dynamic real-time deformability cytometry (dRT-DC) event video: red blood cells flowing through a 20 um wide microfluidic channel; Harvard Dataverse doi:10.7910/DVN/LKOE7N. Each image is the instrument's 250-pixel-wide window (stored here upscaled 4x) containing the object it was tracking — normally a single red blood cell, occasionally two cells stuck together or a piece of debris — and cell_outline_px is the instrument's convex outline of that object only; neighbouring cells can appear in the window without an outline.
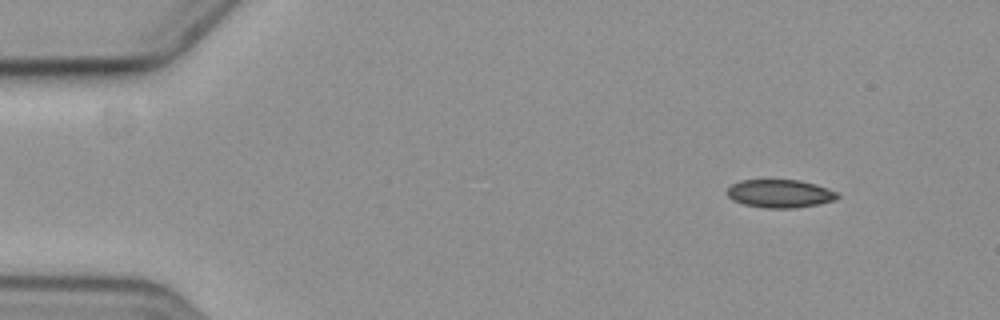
{"species": "common noctule bat (a hibernating species)", "species_latin": "Nyctalus noctula", "temperature_condition": "cold", "stored_images_in_passage": 8, "camera_frame_rate_fps": 3000, "um_per_image_px": 0.085, "animal": {"sex": "female", "body_mass_g": 19.3, "forearm_length_mm": 54.1}, "frame": {"image": 1, "passage_image": 1, "time_ms": 0.0, "image_size_px": [1000, 320], "cell_outline_px": [[840, 196], [832, 200], [816, 204], [792, 208], [768, 208], [744, 204], [732, 200], [728, 196], [728, 188], [732, 184], [740, 180], [800, 180], [816, 184], [828, 188], [836, 192]], "centroid_in_image_um": [66.27, 16.44], "position_along_channel_um": 18.7, "area_um2": 17.86}}
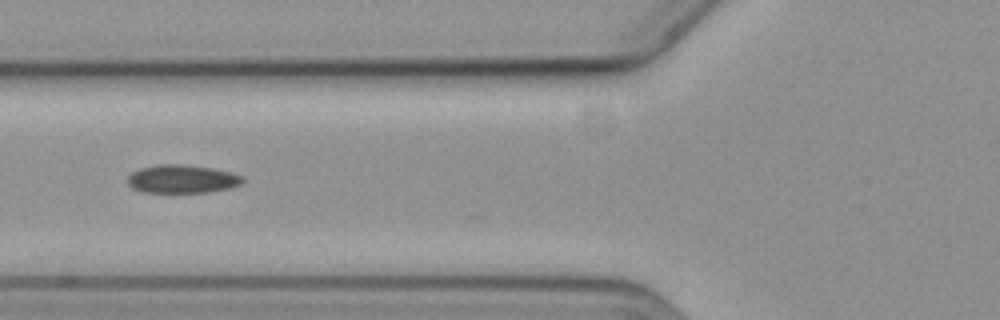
{"frame": {"image": 2, "passage_image": 5, "time_ms": 5.333, "image_size_px": [1000, 320], "cell_outline_px": [[244, 180], [240, 184], [232, 188], [208, 192], [144, 192], [132, 188], [128, 184], [128, 176], [132, 172], [140, 168], [156, 164], [184, 164], [212, 168], [232, 172], [244, 176]], "centroid_in_image_um": [15.5, 15.2], "position_along_channel_um": 110.3, "area_um2": 19.13}}
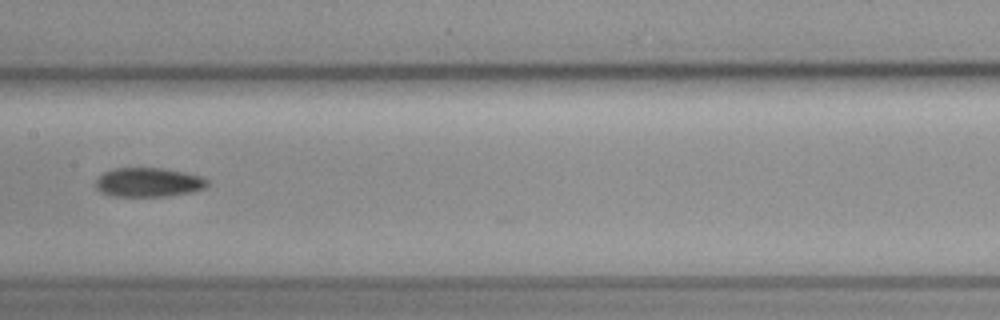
{"frame": {"image": 3, "passage_image": 7, "time_ms": 7.667, "image_size_px": [1000, 320], "cell_outline_px": [[208, 184], [204, 188], [192, 192], [168, 196], [112, 196], [100, 192], [96, 188], [96, 180], [104, 172], [116, 168], [160, 168], [184, 172], [200, 176], [208, 180]], "centroid_in_image_um": [12.61, 15.5], "position_along_channel_um": 194.8, "area_um2": 18.9}}